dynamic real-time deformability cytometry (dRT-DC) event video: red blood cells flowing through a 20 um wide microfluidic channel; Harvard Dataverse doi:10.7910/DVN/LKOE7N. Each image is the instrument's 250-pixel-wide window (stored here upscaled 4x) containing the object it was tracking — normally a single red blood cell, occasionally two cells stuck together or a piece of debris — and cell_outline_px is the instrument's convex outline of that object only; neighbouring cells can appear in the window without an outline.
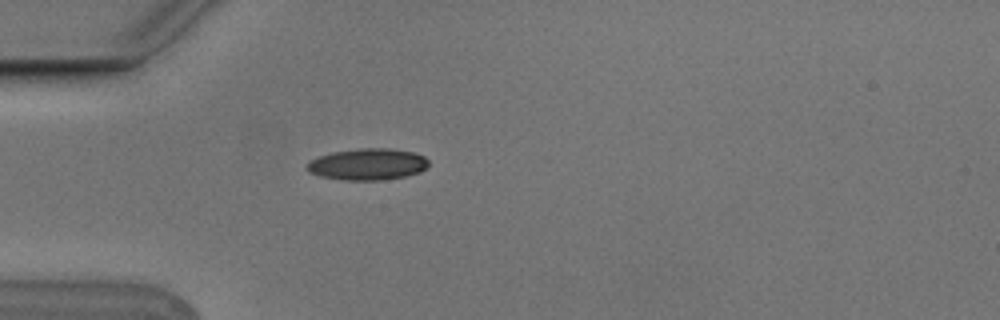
{"species": "Egyptian fruit bat (a non-hibernating species)", "species_latin": "Rousettus aegyptiacus", "temperature_condition": "cold", "stored_images_in_passage": 3, "camera_frame_rate_fps": 3000, "um_per_image_px": 0.085, "animal": {"sex": "male"}, "frame": {"image": 1, "passage_image": 3, "time_ms": 0.667, "image_size_px": [1000, 320], "cell_outline_px": [[428, 164], [420, 172], [404, 176], [380, 180], [344, 180], [320, 176], [308, 172], [304, 168], [304, 164], [308, 160], [332, 152], [360, 148], [392, 148], [412, 152], [424, 156], [428, 160]], "centroid_in_image_um": [31.18, 13.96], "position_along_channel_um": 53.8, "area_um2": 22.48}}